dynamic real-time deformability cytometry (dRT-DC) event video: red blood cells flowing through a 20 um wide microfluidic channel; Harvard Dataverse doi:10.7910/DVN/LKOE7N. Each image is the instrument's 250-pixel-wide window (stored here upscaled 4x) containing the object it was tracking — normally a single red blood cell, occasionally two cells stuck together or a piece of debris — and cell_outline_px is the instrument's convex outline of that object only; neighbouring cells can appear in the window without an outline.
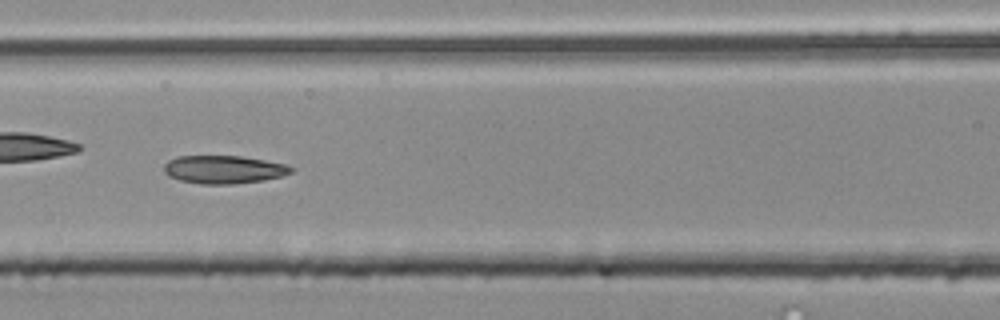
{"species": "common noctule bat (a hibernating species)", "species_latin": "Nyctalus noctula", "temperature_condition": "room temperature", "stored_images_in_passage": 53, "camera_frame_rate_fps": 3000, "um_per_image_px": 0.085, "animal": {"sex": "male", "body_mass_g": 20.4}, "frame": {"image": 1, "passage_image": 23, "time_ms": 7.333, "image_size_px": [1000, 320], "cell_outline_px": [[296, 168], [292, 172], [284, 176], [264, 180], [236, 184], [200, 184], [180, 180], [168, 176], [164, 172], [164, 164], [168, 160], [176, 156], [240, 156], [264, 160], [284, 164]], "centroid_in_image_um": [19.02, 14.41], "position_along_channel_um": 147.6, "area_um2": 20.98}}
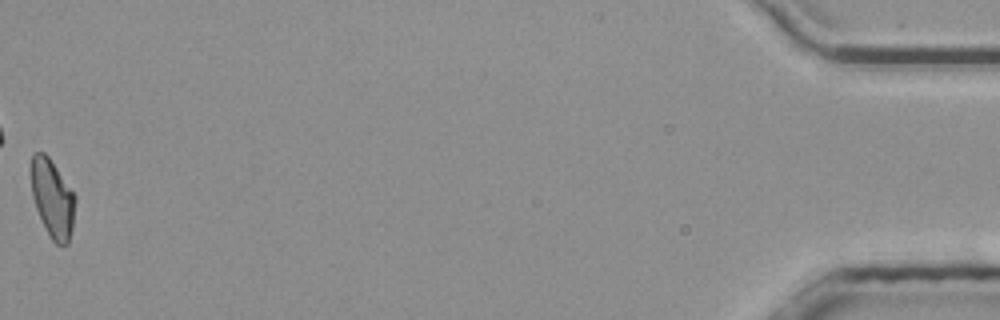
{"frame": {"image": 2, "passage_image": 53, "time_ms": 17.333, "image_size_px": [1000, 320], "cell_outline_px": [[76, 200], [72, 228], [68, 244], [64, 248], [56, 244], [52, 240], [36, 208], [32, 196], [32, 152], [44, 152], [48, 156], [76, 196]], "centroid_in_image_um": [4.48, 16.9], "position_along_channel_um": 430.7, "area_um2": 19.83}, "authors_computed_cell_mechanics": {"area_um2": 20.808, "velocity_mm_per_s": 3.87, "shape_relaxation_time_tau1_ms": 8.7705, "shape_relaxation_time_tau2_ms": 1.8494, "deformation_change_tau1": 0.2097, "deformation_change_tau2": 0.089}}